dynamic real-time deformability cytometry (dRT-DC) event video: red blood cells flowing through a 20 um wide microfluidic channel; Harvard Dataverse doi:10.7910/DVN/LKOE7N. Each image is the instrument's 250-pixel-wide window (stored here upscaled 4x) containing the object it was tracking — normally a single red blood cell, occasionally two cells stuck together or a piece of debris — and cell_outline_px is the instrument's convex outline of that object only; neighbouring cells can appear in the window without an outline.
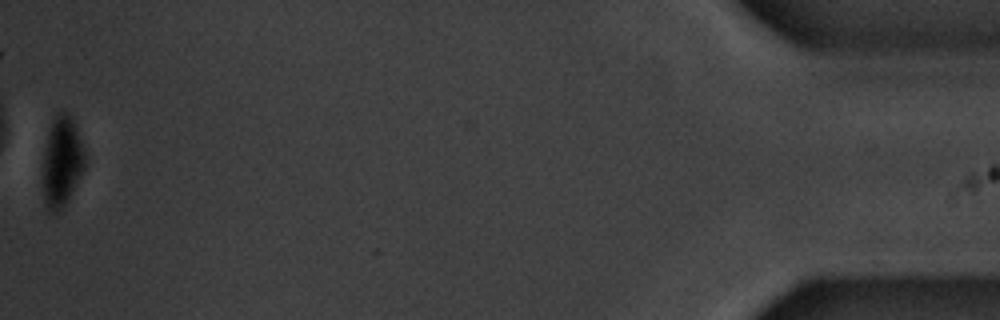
{"species": "common noctule bat (a hibernating species)", "species_latin": "Nyctalus noctula", "temperature_condition": "warm", "stored_images_in_passage": 48, "camera_frame_rate_fps": 3000, "um_per_image_px": 0.085, "animal": {"sex": "male", "body_mass_g": 20.1, "forearm_length_mm": 53.5}, "frame": {"image": 1, "passage_image": 48, "time_ms": 15.667, "image_size_px": [1000, 320], "cell_outline_px": [[84, 168], [64, 208], [60, 212], [48, 212], [44, 204], [44, 152], [52, 120], [56, 112], [68, 112], [76, 128], [84, 148]], "centroid_in_image_um": [5.26, 13.77], "position_along_channel_um": 429.9, "area_um2": 21.79}, "authors_computed_cell_mechanics": {"area_um2": 29.4202, "velocity_mm_per_s": 3.751, "shape_relaxation_time_tau1_ms": 2.2787, "shape_relaxation_time_tau2_ms": 5.1814, "deformation_change_tau1": 0.0902, "deformation_change_tau2": 0.0284}}